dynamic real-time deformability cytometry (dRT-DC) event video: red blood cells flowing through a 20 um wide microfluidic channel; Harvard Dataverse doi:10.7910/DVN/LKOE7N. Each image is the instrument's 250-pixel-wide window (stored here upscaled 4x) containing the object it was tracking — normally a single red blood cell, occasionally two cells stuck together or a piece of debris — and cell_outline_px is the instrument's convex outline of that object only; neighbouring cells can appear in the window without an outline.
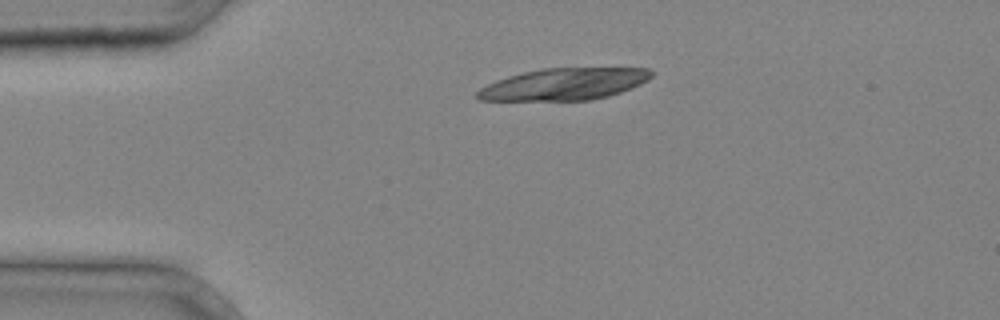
{"species": "common noctule bat (a hibernating species)", "species_latin": "Nyctalus noctula", "temperature_condition": "cold", "stored_images_in_passage": 3, "camera_frame_rate_fps": 3000, "um_per_image_px": 0.085, "animal": {"sex": "male", "body_mass_g": 20.4}, "frame": {"image": 1, "passage_image": 1, "time_ms": 0.0, "image_size_px": [1000, 320], "cell_outline_px": [[652, 76], [648, 80], [632, 88], [608, 96], [592, 100], [476, 100], [476, 92], [480, 88], [496, 80], [508, 76], [524, 72], [544, 68], [648, 68], [652, 72]], "centroid_in_image_um": [47.95, 7.15], "position_along_channel_um": 37.1, "area_um2": 32.19}}